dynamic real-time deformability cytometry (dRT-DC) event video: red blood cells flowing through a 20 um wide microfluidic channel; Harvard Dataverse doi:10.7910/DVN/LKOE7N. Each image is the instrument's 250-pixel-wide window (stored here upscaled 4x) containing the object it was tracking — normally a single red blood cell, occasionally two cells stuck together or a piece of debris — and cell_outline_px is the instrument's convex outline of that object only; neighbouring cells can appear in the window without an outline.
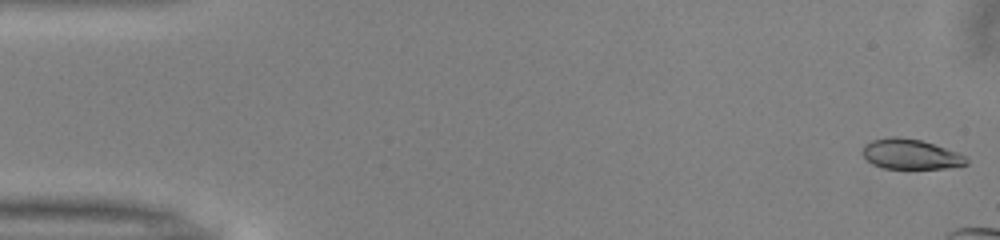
{"species": "common noctule bat (a hibernating species)", "species_latin": "Nyctalus noctula", "temperature_condition": "warm", "stored_images_in_passage": 41, "camera_frame_rate_fps": 3000, "um_per_image_px": 0.085, "animal": {"sex": "male", "body_mass_g": 13.0, "forearm_length_mm": 53.1}, "frame": {"image": 1, "passage_image": 1, "time_ms": 0.0, "image_size_px": [1000, 240], "cell_outline_px": [[968, 164], [944, 168], [884, 168], [872, 164], [860, 152], [864, 144], [872, 140], [888, 136], [896, 136], [920, 140], [956, 152], [964, 156], [968, 160]], "centroid_in_image_um": [77.33, 13.1], "position_along_channel_um": 7.7, "area_um2": 18.03}}
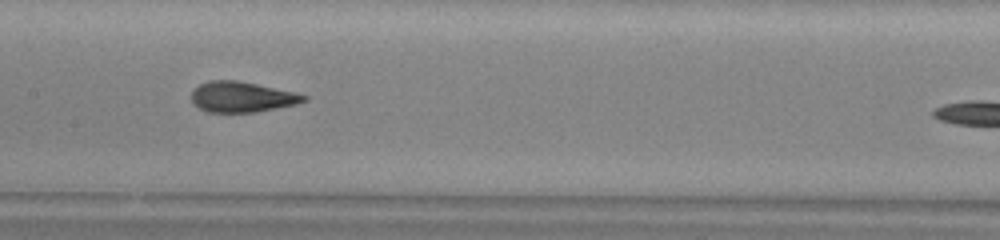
{"frame": {"image": 2, "passage_image": 25, "time_ms": 8.0, "image_size_px": [1000, 240], "cell_outline_px": [[308, 100], [296, 104], [256, 112], [208, 112], [192, 104], [192, 92], [200, 84], [208, 80], [236, 80], [296, 92], [308, 96]], "centroid_in_image_um": [20.57, 8.24], "position_along_channel_um": 186.8, "area_um2": 19.94}}
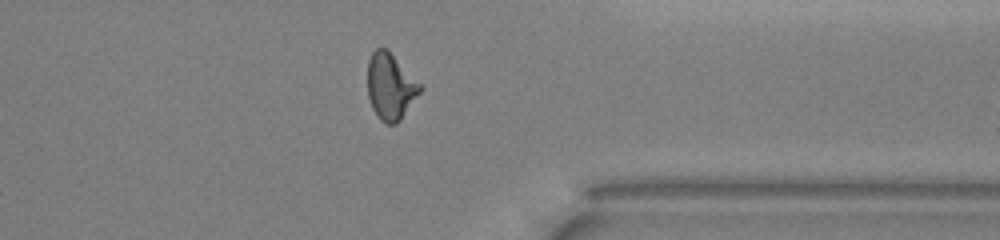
{"frame": {"image": 3, "passage_image": 40, "time_ms": 13.0, "image_size_px": [1000, 240], "cell_outline_px": [[424, 88], [400, 120], [396, 124], [388, 124], [380, 120], [376, 116], [372, 108], [368, 96], [368, 60], [372, 52], [376, 48], [388, 48]], "centroid_in_image_um": [33.19, 7.34], "position_along_channel_um": 378.2, "area_um2": 20.46}}